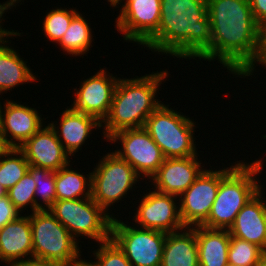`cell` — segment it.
<instances>
[{"mask_svg": "<svg viewBox=\"0 0 266 266\" xmlns=\"http://www.w3.org/2000/svg\"><path fill=\"white\" fill-rule=\"evenodd\" d=\"M68 266H92V265L86 259H82L78 263L71 264V265H68Z\"/></svg>", "mask_w": 266, "mask_h": 266, "instance_id": "f35d334b", "label": "cell"}, {"mask_svg": "<svg viewBox=\"0 0 266 266\" xmlns=\"http://www.w3.org/2000/svg\"><path fill=\"white\" fill-rule=\"evenodd\" d=\"M259 266H266V256L261 260Z\"/></svg>", "mask_w": 266, "mask_h": 266, "instance_id": "b9f144b4", "label": "cell"}, {"mask_svg": "<svg viewBox=\"0 0 266 266\" xmlns=\"http://www.w3.org/2000/svg\"><path fill=\"white\" fill-rule=\"evenodd\" d=\"M6 266H57V265L50 262H46L44 260L31 258L26 260L9 262L7 263Z\"/></svg>", "mask_w": 266, "mask_h": 266, "instance_id": "836d02e7", "label": "cell"}, {"mask_svg": "<svg viewBox=\"0 0 266 266\" xmlns=\"http://www.w3.org/2000/svg\"><path fill=\"white\" fill-rule=\"evenodd\" d=\"M115 24L123 40L144 45L158 30L161 0H125Z\"/></svg>", "mask_w": 266, "mask_h": 266, "instance_id": "8fae6325", "label": "cell"}, {"mask_svg": "<svg viewBox=\"0 0 266 266\" xmlns=\"http://www.w3.org/2000/svg\"><path fill=\"white\" fill-rule=\"evenodd\" d=\"M49 211L77 241L80 236L97 244L110 239L113 218L92 197L56 200Z\"/></svg>", "mask_w": 266, "mask_h": 266, "instance_id": "ba28073f", "label": "cell"}, {"mask_svg": "<svg viewBox=\"0 0 266 266\" xmlns=\"http://www.w3.org/2000/svg\"><path fill=\"white\" fill-rule=\"evenodd\" d=\"M169 107L163 102L147 118L144 128L165 158L199 156L194 136L197 122Z\"/></svg>", "mask_w": 266, "mask_h": 266, "instance_id": "8992f818", "label": "cell"}, {"mask_svg": "<svg viewBox=\"0 0 266 266\" xmlns=\"http://www.w3.org/2000/svg\"><path fill=\"white\" fill-rule=\"evenodd\" d=\"M20 215L22 214H20L19 210L13 205L7 194L0 197V229Z\"/></svg>", "mask_w": 266, "mask_h": 266, "instance_id": "1f68e13d", "label": "cell"}, {"mask_svg": "<svg viewBox=\"0 0 266 266\" xmlns=\"http://www.w3.org/2000/svg\"><path fill=\"white\" fill-rule=\"evenodd\" d=\"M168 76L164 69L141 77L119 78L109 113L102 122L103 138L107 140L124 129L144 127L147 118L163 103L156 94Z\"/></svg>", "mask_w": 266, "mask_h": 266, "instance_id": "3957f363", "label": "cell"}, {"mask_svg": "<svg viewBox=\"0 0 266 266\" xmlns=\"http://www.w3.org/2000/svg\"><path fill=\"white\" fill-rule=\"evenodd\" d=\"M198 156L186 158H166L151 177V189L179 197L205 169Z\"/></svg>", "mask_w": 266, "mask_h": 266, "instance_id": "2e32d148", "label": "cell"}, {"mask_svg": "<svg viewBox=\"0 0 266 266\" xmlns=\"http://www.w3.org/2000/svg\"><path fill=\"white\" fill-rule=\"evenodd\" d=\"M108 2H110V7H115V8H119L120 4H123V1L125 2V0H107Z\"/></svg>", "mask_w": 266, "mask_h": 266, "instance_id": "74e56055", "label": "cell"}, {"mask_svg": "<svg viewBox=\"0 0 266 266\" xmlns=\"http://www.w3.org/2000/svg\"><path fill=\"white\" fill-rule=\"evenodd\" d=\"M210 47L198 58L218 60L233 77L248 78L260 66L265 31L256 23L249 0H207Z\"/></svg>", "mask_w": 266, "mask_h": 266, "instance_id": "6da1fadb", "label": "cell"}, {"mask_svg": "<svg viewBox=\"0 0 266 266\" xmlns=\"http://www.w3.org/2000/svg\"><path fill=\"white\" fill-rule=\"evenodd\" d=\"M221 182V169H204L179 196L180 216L185 227L201 226L210 214Z\"/></svg>", "mask_w": 266, "mask_h": 266, "instance_id": "4fadbf2b", "label": "cell"}, {"mask_svg": "<svg viewBox=\"0 0 266 266\" xmlns=\"http://www.w3.org/2000/svg\"><path fill=\"white\" fill-rule=\"evenodd\" d=\"M260 64L263 66L262 68L266 69V31L264 33V49H263V56L260 61Z\"/></svg>", "mask_w": 266, "mask_h": 266, "instance_id": "8d00e7d4", "label": "cell"}, {"mask_svg": "<svg viewBox=\"0 0 266 266\" xmlns=\"http://www.w3.org/2000/svg\"><path fill=\"white\" fill-rule=\"evenodd\" d=\"M32 231L33 258L68 266L82 260L81 245L55 218L49 209L29 215Z\"/></svg>", "mask_w": 266, "mask_h": 266, "instance_id": "5b68a950", "label": "cell"}, {"mask_svg": "<svg viewBox=\"0 0 266 266\" xmlns=\"http://www.w3.org/2000/svg\"><path fill=\"white\" fill-rule=\"evenodd\" d=\"M29 166L19 148H9L0 157V184L8 191L26 174Z\"/></svg>", "mask_w": 266, "mask_h": 266, "instance_id": "484cf974", "label": "cell"}, {"mask_svg": "<svg viewBox=\"0 0 266 266\" xmlns=\"http://www.w3.org/2000/svg\"><path fill=\"white\" fill-rule=\"evenodd\" d=\"M147 190L149 192L140 196L143 198L139 202H135L140 204L138 208L135 207L136 211L132 216L134 225L165 233H171L185 228L180 216L179 199H177L179 197L163 194L155 190L151 191L150 188H147Z\"/></svg>", "mask_w": 266, "mask_h": 266, "instance_id": "7c38bea8", "label": "cell"}, {"mask_svg": "<svg viewBox=\"0 0 266 266\" xmlns=\"http://www.w3.org/2000/svg\"><path fill=\"white\" fill-rule=\"evenodd\" d=\"M69 163L67 166L55 171L56 200H75L91 197L92 173L73 170Z\"/></svg>", "mask_w": 266, "mask_h": 266, "instance_id": "cb8c5ba5", "label": "cell"}, {"mask_svg": "<svg viewBox=\"0 0 266 266\" xmlns=\"http://www.w3.org/2000/svg\"><path fill=\"white\" fill-rule=\"evenodd\" d=\"M12 0H7L6 2L0 3V34L5 30L1 25L5 20V16L3 14H6L5 12H8V10H12Z\"/></svg>", "mask_w": 266, "mask_h": 266, "instance_id": "e575fe53", "label": "cell"}, {"mask_svg": "<svg viewBox=\"0 0 266 266\" xmlns=\"http://www.w3.org/2000/svg\"><path fill=\"white\" fill-rule=\"evenodd\" d=\"M199 266H225L231 235L228 229L195 226Z\"/></svg>", "mask_w": 266, "mask_h": 266, "instance_id": "603a6c76", "label": "cell"}, {"mask_svg": "<svg viewBox=\"0 0 266 266\" xmlns=\"http://www.w3.org/2000/svg\"><path fill=\"white\" fill-rule=\"evenodd\" d=\"M28 171L31 173L36 183V211L49 209L56 201L55 172L33 166H29Z\"/></svg>", "mask_w": 266, "mask_h": 266, "instance_id": "4316f807", "label": "cell"}, {"mask_svg": "<svg viewBox=\"0 0 266 266\" xmlns=\"http://www.w3.org/2000/svg\"><path fill=\"white\" fill-rule=\"evenodd\" d=\"M9 149L4 141L2 134L0 133V157Z\"/></svg>", "mask_w": 266, "mask_h": 266, "instance_id": "d590c367", "label": "cell"}, {"mask_svg": "<svg viewBox=\"0 0 266 266\" xmlns=\"http://www.w3.org/2000/svg\"><path fill=\"white\" fill-rule=\"evenodd\" d=\"M35 188L36 183L34 178L31 173L27 171L19 182L7 191L10 201L21 214L29 207L32 211L31 213L36 211Z\"/></svg>", "mask_w": 266, "mask_h": 266, "instance_id": "f546056e", "label": "cell"}, {"mask_svg": "<svg viewBox=\"0 0 266 266\" xmlns=\"http://www.w3.org/2000/svg\"><path fill=\"white\" fill-rule=\"evenodd\" d=\"M211 38L207 0H161L158 30L143 47L156 54L191 60L210 47Z\"/></svg>", "mask_w": 266, "mask_h": 266, "instance_id": "7a4b0ae2", "label": "cell"}, {"mask_svg": "<svg viewBox=\"0 0 266 266\" xmlns=\"http://www.w3.org/2000/svg\"><path fill=\"white\" fill-rule=\"evenodd\" d=\"M12 30V31H11ZM17 30L6 29L0 34V92L7 93V91L14 87L32 83L37 81V76L34 75L33 71L30 69V65L27 66V61L21 58V55L17 50L9 47L11 42L9 38L16 36L21 37ZM10 43V44H8Z\"/></svg>", "mask_w": 266, "mask_h": 266, "instance_id": "ffe728a7", "label": "cell"}, {"mask_svg": "<svg viewBox=\"0 0 266 266\" xmlns=\"http://www.w3.org/2000/svg\"><path fill=\"white\" fill-rule=\"evenodd\" d=\"M59 115H61L59 117L60 123L51 121L49 124L54 129L64 150L72 159V156H75L79 149L82 150L80 147L89 139L93 129L96 130L98 128L99 130L102 127V123L91 115L73 110L70 106L65 108Z\"/></svg>", "mask_w": 266, "mask_h": 266, "instance_id": "d6986e66", "label": "cell"}, {"mask_svg": "<svg viewBox=\"0 0 266 266\" xmlns=\"http://www.w3.org/2000/svg\"><path fill=\"white\" fill-rule=\"evenodd\" d=\"M128 223L113 218L110 238L123 251L132 266H161L167 233L131 226Z\"/></svg>", "mask_w": 266, "mask_h": 266, "instance_id": "9c48e42d", "label": "cell"}, {"mask_svg": "<svg viewBox=\"0 0 266 266\" xmlns=\"http://www.w3.org/2000/svg\"><path fill=\"white\" fill-rule=\"evenodd\" d=\"M161 266H199L195 227L167 233Z\"/></svg>", "mask_w": 266, "mask_h": 266, "instance_id": "7402d4cb", "label": "cell"}, {"mask_svg": "<svg viewBox=\"0 0 266 266\" xmlns=\"http://www.w3.org/2000/svg\"><path fill=\"white\" fill-rule=\"evenodd\" d=\"M239 160L221 169V182L208 219L201 225L209 229H229L245 204L260 191L257 175L264 170L261 157L251 162Z\"/></svg>", "mask_w": 266, "mask_h": 266, "instance_id": "277c9868", "label": "cell"}, {"mask_svg": "<svg viewBox=\"0 0 266 266\" xmlns=\"http://www.w3.org/2000/svg\"><path fill=\"white\" fill-rule=\"evenodd\" d=\"M43 18V35L50 42L58 43L67 31L72 19L79 13L76 9L59 8L46 12Z\"/></svg>", "mask_w": 266, "mask_h": 266, "instance_id": "f1b7e54d", "label": "cell"}, {"mask_svg": "<svg viewBox=\"0 0 266 266\" xmlns=\"http://www.w3.org/2000/svg\"><path fill=\"white\" fill-rule=\"evenodd\" d=\"M7 194V191L3 188V186L0 184V197L5 196Z\"/></svg>", "mask_w": 266, "mask_h": 266, "instance_id": "ab89813d", "label": "cell"}, {"mask_svg": "<svg viewBox=\"0 0 266 266\" xmlns=\"http://www.w3.org/2000/svg\"><path fill=\"white\" fill-rule=\"evenodd\" d=\"M93 252L94 260H88L92 266H132L123 251L110 238L98 243Z\"/></svg>", "mask_w": 266, "mask_h": 266, "instance_id": "4dcf8cb0", "label": "cell"}, {"mask_svg": "<svg viewBox=\"0 0 266 266\" xmlns=\"http://www.w3.org/2000/svg\"><path fill=\"white\" fill-rule=\"evenodd\" d=\"M91 173V197L112 218H115V215L109 213V208L124 201L122 199L136 188L135 184L140 179L144 180L128 162L111 150L99 159Z\"/></svg>", "mask_w": 266, "mask_h": 266, "instance_id": "52a82bcc", "label": "cell"}, {"mask_svg": "<svg viewBox=\"0 0 266 266\" xmlns=\"http://www.w3.org/2000/svg\"><path fill=\"white\" fill-rule=\"evenodd\" d=\"M33 258L29 215H20L0 229V262L9 263Z\"/></svg>", "mask_w": 266, "mask_h": 266, "instance_id": "44dd1931", "label": "cell"}, {"mask_svg": "<svg viewBox=\"0 0 266 266\" xmlns=\"http://www.w3.org/2000/svg\"><path fill=\"white\" fill-rule=\"evenodd\" d=\"M98 70L93 76L81 81L79 89L74 88V101L70 107L78 112L91 115L101 123L107 117L113 94L120 77L106 71ZM108 72V73H107Z\"/></svg>", "mask_w": 266, "mask_h": 266, "instance_id": "5bb4252c", "label": "cell"}, {"mask_svg": "<svg viewBox=\"0 0 266 266\" xmlns=\"http://www.w3.org/2000/svg\"><path fill=\"white\" fill-rule=\"evenodd\" d=\"M225 266H236V265L228 262Z\"/></svg>", "mask_w": 266, "mask_h": 266, "instance_id": "ee69618b", "label": "cell"}, {"mask_svg": "<svg viewBox=\"0 0 266 266\" xmlns=\"http://www.w3.org/2000/svg\"><path fill=\"white\" fill-rule=\"evenodd\" d=\"M256 23L266 31V0H249Z\"/></svg>", "mask_w": 266, "mask_h": 266, "instance_id": "d6a6232c", "label": "cell"}, {"mask_svg": "<svg viewBox=\"0 0 266 266\" xmlns=\"http://www.w3.org/2000/svg\"><path fill=\"white\" fill-rule=\"evenodd\" d=\"M22 0H12V7L16 8V5L20 3Z\"/></svg>", "mask_w": 266, "mask_h": 266, "instance_id": "60d3db41", "label": "cell"}, {"mask_svg": "<svg viewBox=\"0 0 266 266\" xmlns=\"http://www.w3.org/2000/svg\"><path fill=\"white\" fill-rule=\"evenodd\" d=\"M3 109L0 133L9 148H19L45 124L36 108L17 101L7 98Z\"/></svg>", "mask_w": 266, "mask_h": 266, "instance_id": "9a60e30c", "label": "cell"}, {"mask_svg": "<svg viewBox=\"0 0 266 266\" xmlns=\"http://www.w3.org/2000/svg\"><path fill=\"white\" fill-rule=\"evenodd\" d=\"M80 12L72 19L70 26L57 43L63 53L68 55L81 56L89 53L90 48L93 47V32L88 20L85 19ZM91 46V47H90Z\"/></svg>", "mask_w": 266, "mask_h": 266, "instance_id": "d4e9b609", "label": "cell"}, {"mask_svg": "<svg viewBox=\"0 0 266 266\" xmlns=\"http://www.w3.org/2000/svg\"><path fill=\"white\" fill-rule=\"evenodd\" d=\"M1 94H4V93H1V92H0V95H1ZM0 98H1V96H0ZM1 104H2V103H1V101H0V120H1L2 110H3V107H2Z\"/></svg>", "mask_w": 266, "mask_h": 266, "instance_id": "7bdbcfd3", "label": "cell"}, {"mask_svg": "<svg viewBox=\"0 0 266 266\" xmlns=\"http://www.w3.org/2000/svg\"><path fill=\"white\" fill-rule=\"evenodd\" d=\"M106 141L114 144L115 142L121 143L120 149L112 150V152L128 162L145 180L146 177L150 180L166 159L160 147L144 127L118 131Z\"/></svg>", "mask_w": 266, "mask_h": 266, "instance_id": "30bf717a", "label": "cell"}, {"mask_svg": "<svg viewBox=\"0 0 266 266\" xmlns=\"http://www.w3.org/2000/svg\"><path fill=\"white\" fill-rule=\"evenodd\" d=\"M263 187L264 184L260 183V191L240 210L228 231L231 236L254 243L266 252V198Z\"/></svg>", "mask_w": 266, "mask_h": 266, "instance_id": "ac0fdd59", "label": "cell"}, {"mask_svg": "<svg viewBox=\"0 0 266 266\" xmlns=\"http://www.w3.org/2000/svg\"><path fill=\"white\" fill-rule=\"evenodd\" d=\"M266 252L254 243L231 236L228 262L236 266H259Z\"/></svg>", "mask_w": 266, "mask_h": 266, "instance_id": "83f0119b", "label": "cell"}, {"mask_svg": "<svg viewBox=\"0 0 266 266\" xmlns=\"http://www.w3.org/2000/svg\"><path fill=\"white\" fill-rule=\"evenodd\" d=\"M19 149L30 166L58 171L70 162V155L64 150L50 124L43 125Z\"/></svg>", "mask_w": 266, "mask_h": 266, "instance_id": "e0dca14e", "label": "cell"}]
</instances>
